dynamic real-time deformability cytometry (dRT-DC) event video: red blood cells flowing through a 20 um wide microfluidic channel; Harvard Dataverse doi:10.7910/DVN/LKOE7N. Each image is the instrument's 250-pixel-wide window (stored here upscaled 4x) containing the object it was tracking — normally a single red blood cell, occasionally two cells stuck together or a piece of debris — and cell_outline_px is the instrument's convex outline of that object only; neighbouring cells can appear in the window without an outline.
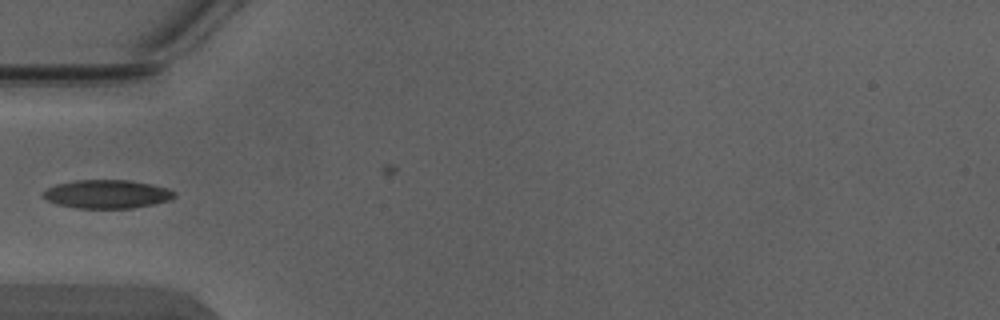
{"species": "Egyptian fruit bat (a non-hibernating species)", "species_latin": "Rousettus aegyptiacus", "temperature_condition": "warm", "stored_images_in_passage": 4, "camera_frame_rate_fps": 3000, "um_per_image_px": 0.085, "animal": {"sex": "male"}, "frame": {"image": 1, "passage_image": 3, "time_ms": 0.667, "image_size_px": [1000, 320], "cell_outline_px": [[176, 196], [168, 200], [152, 204], [132, 208], [76, 208], [56, 204], [48, 200], [44, 196], [44, 192], [48, 188], [56, 184], [76, 180], [128, 180], [152, 184], [168, 188], [176, 192]], "centroid_in_image_um": [9.12, 16.49], "position_along_channel_um": 75.9, "area_um2": 21.68}}